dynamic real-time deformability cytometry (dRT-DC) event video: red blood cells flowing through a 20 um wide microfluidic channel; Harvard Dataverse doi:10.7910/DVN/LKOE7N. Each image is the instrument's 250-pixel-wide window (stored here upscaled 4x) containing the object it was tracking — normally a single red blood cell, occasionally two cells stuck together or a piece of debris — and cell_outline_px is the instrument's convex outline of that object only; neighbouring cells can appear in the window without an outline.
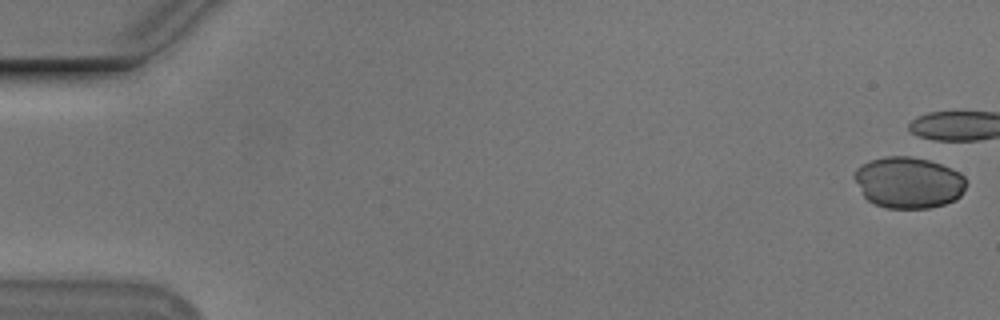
{"species": "Egyptian fruit bat (a non-hibernating species)", "species_latin": "Rousettus aegyptiacus", "temperature_condition": "cold", "stored_images_in_passage": 4, "camera_frame_rate_fps": 3000, "um_per_image_px": 0.085, "animal": {"sex": "male"}, "frame": {"image": 1, "passage_image": 1, "time_ms": 0.0, "image_size_px": [1000, 320], "cell_outline_px": [[968, 184], [960, 196], [956, 200], [944, 204], [928, 208], [884, 208], [868, 200], [864, 196], [852, 176], [856, 168], [860, 164], [884, 156], [912, 156], [928, 160], [952, 168], [960, 172], [968, 180]], "centroid_in_image_um": [77.24, 15.51], "position_along_channel_um": 7.8, "area_um2": 33.81}}